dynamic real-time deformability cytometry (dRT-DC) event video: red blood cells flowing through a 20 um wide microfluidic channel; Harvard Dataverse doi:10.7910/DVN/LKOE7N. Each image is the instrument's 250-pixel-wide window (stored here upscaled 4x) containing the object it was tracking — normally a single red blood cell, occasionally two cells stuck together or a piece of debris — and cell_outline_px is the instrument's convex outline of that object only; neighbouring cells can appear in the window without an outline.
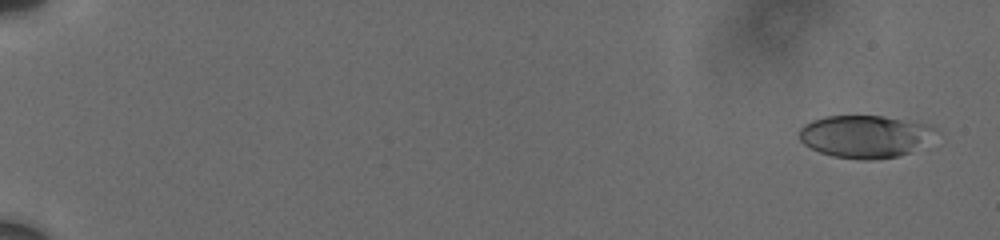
{"species": "human", "species_latin": "Homo sapiens", "temperature_condition": "cold", "stored_images_in_passage": 69, "camera_frame_rate_fps": 3000, "um_per_image_px": 0.085, "donor": {"sex": "male"}, "frame": {"image": 1, "passage_image": 3, "time_ms": 0.333, "image_size_px": [1000, 240], "cell_outline_px": [[936, 128], [908, 152], [900, 156], [872, 160], [860, 160], [832, 156], [820, 152], [804, 144], [800, 140], [800, 128], [804, 124], [812, 120], [824, 116], [884, 116], [928, 124]], "centroid_in_image_um": [73.39, 11.59], "position_along_channel_um": 11.6, "area_um2": 32.95}}
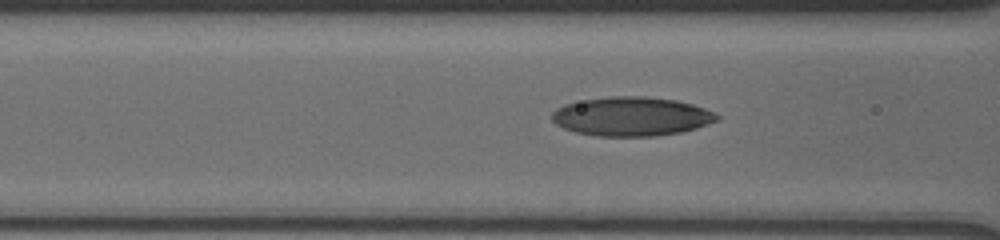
{"frame": {"image": 2, "passage_image": 31, "time_ms": 8.333, "image_size_px": [1000, 240], "cell_outline_px": [[720, 120], [696, 128], [680, 132], [656, 136], [596, 136], [576, 132], [564, 128], [556, 124], [552, 120], [552, 112], [556, 108], [568, 104], [584, 100], [608, 96], [640, 96], [676, 100], [692, 104], [716, 112], [720, 116]], "centroid_in_image_um": [53.71, 9.9], "position_along_channel_um": 112.9, "area_um2": 37.51}}
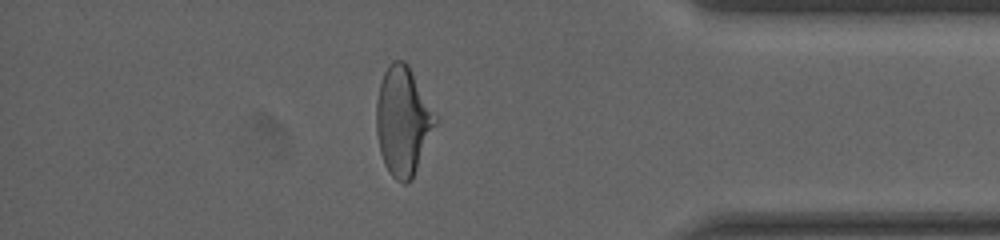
{"frame": {"image": 3, "passage_image": 61, "time_ms": 16.667, "image_size_px": [1000, 240], "cell_outline_px": [[440, 120], [412, 180], [408, 184], [404, 184], [396, 180], [392, 176], [384, 164], [380, 152], [376, 132], [376, 100], [380, 84], [384, 72], [388, 64], [392, 60], [404, 60], [408, 64], [440, 116]], "centroid_in_image_um": [34.3, 10.28], "position_along_channel_um": 400.9, "area_um2": 38.61}, "authors_computed_cell_mechanics": {"area_um2": 35.3736, "velocity_mm_per_s": 3.7113, "shape_relaxation_time_tau1_ms": 9.1433, "shape_relaxation_time_tau2_ms": 1.4581, "deformation_change_tau1": 0.2491, "deformation_change_tau2": 0.0806}}